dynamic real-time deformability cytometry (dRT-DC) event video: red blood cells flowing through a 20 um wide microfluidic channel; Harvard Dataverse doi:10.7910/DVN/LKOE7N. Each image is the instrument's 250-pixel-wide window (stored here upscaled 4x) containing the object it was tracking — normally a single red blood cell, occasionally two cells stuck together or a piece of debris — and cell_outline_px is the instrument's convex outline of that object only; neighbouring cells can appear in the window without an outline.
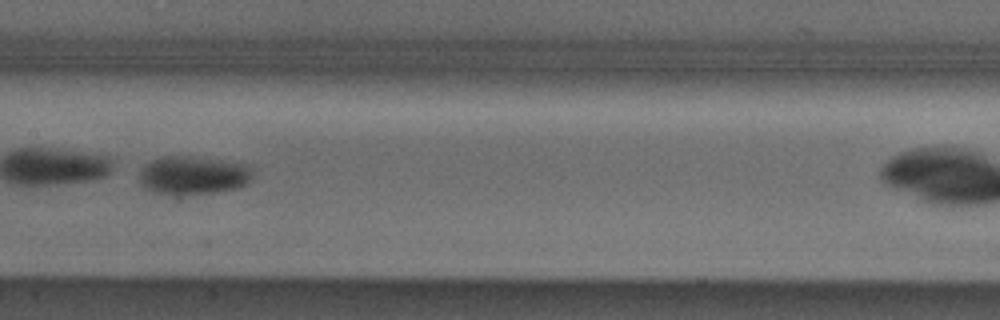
{"species": "Egyptian fruit bat (a non-hibernating species)", "species_latin": "Rousettus aegyptiacus", "temperature_condition": "cold", "stored_images_in_passage": 30, "camera_frame_rate_fps": 3000, "um_per_image_px": 0.085, "animal": {"sex": "male"}, "frame": {"image": 1, "passage_image": 13, "time_ms": 4.0, "image_size_px": [1000, 320], "cell_outline_px": [[252, 176], [248, 184], [240, 188], [216, 192], [152, 192], [144, 188], [140, 184], [140, 172], [144, 164], [152, 160], [164, 156], [188, 156], [252, 164]], "centroid_in_image_um": [16.48, 14.86], "position_along_channel_um": 190.9, "area_um2": 25.09}}
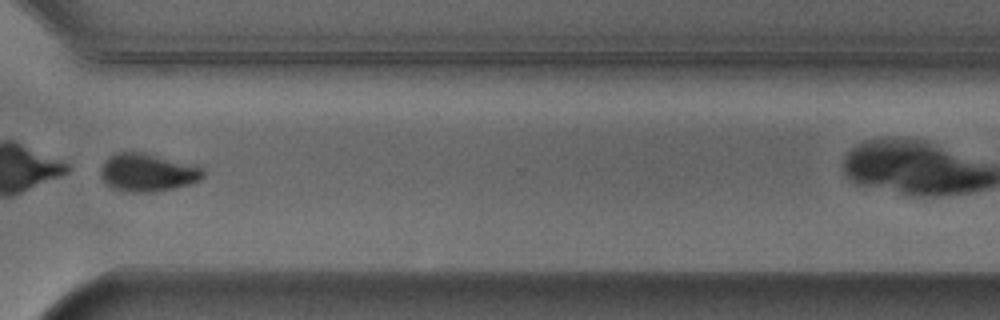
{"frame": {"image": 2, "passage_image": 26, "time_ms": 8.333, "image_size_px": [1000, 320], "cell_outline_px": [[204, 176], [200, 180], [188, 184], [172, 188], [152, 192], [132, 192], [112, 188], [104, 184], [100, 176], [100, 168], [104, 160], [108, 156], [116, 152], [144, 152], [196, 164], [204, 172]], "centroid_in_image_um": [12.5, 14.64], "position_along_channel_um": 358.1, "area_um2": 23.0}}